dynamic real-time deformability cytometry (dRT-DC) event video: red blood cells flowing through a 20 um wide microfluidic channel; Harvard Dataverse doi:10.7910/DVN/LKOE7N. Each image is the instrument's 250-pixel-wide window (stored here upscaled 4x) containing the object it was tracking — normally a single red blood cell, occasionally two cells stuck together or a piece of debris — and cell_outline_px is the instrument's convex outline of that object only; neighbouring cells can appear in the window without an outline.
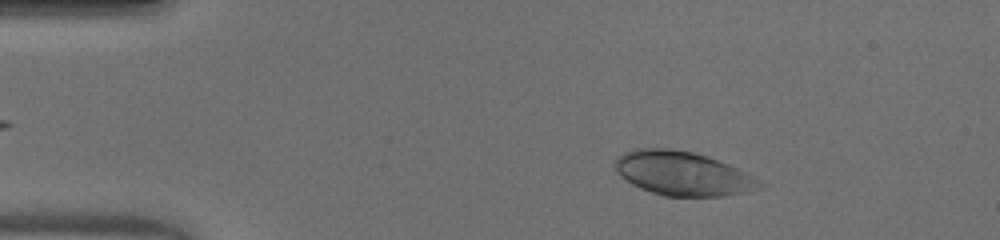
{"species": "human", "species_latin": "Homo sapiens", "temperature_condition": "warm", "stored_images_in_passage": 48, "camera_frame_rate_fps": 3000, "um_per_image_px": 0.085, "donor": {"sex": "male"}, "frame": {"image": 1, "passage_image": 7, "time_ms": 2.0, "image_size_px": [1000, 240], "cell_outline_px": [[768, 184], [748, 192], [724, 196], [664, 196], [640, 188], [632, 184], [620, 176], [616, 172], [612, 164], [624, 152], [636, 148], [672, 148], [692, 152], [708, 156], [740, 168], [748, 172]], "centroid_in_image_um": [58.07, 14.74], "position_along_channel_um": 26.9, "area_um2": 37.63}}
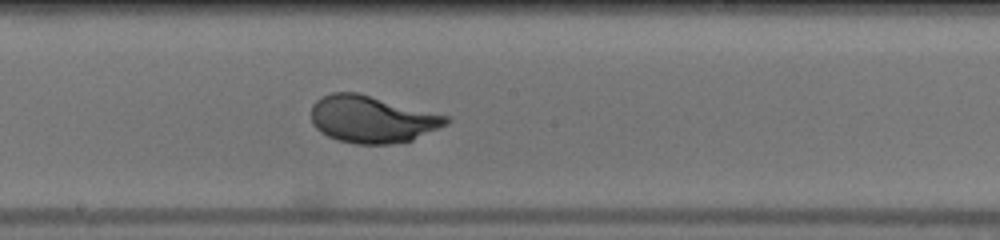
{"frame": {"image": 2, "passage_image": 26, "time_ms": 8.333, "image_size_px": [1000, 240], "cell_outline_px": [[452, 120], [448, 124], [412, 140], [388, 144], [356, 144], [336, 140], [320, 132], [312, 124], [312, 104], [320, 96], [332, 92], [356, 92], [452, 116]], "centroid_in_image_um": [31.64, 10.13], "position_along_channel_um": 216.6, "area_um2": 37.4}}
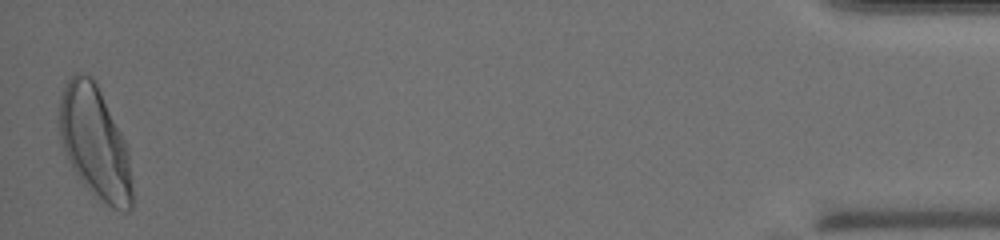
{"frame": {"image": 3, "passage_image": 48, "time_ms": 15.667, "image_size_px": [1000, 240], "cell_outline_px": [[132, 208], [128, 212], [124, 212], [112, 208], [88, 188], [80, 180], [68, 160], [60, 140], [56, 120], [60, 96], [64, 80], [72, 72], [84, 72], [92, 76], [96, 80], [128, 148], [132, 188]], "centroid_in_image_um": [8.01, 12.01], "position_along_channel_um": 427.2, "area_um2": 48.49}, "authors_computed_cell_mechanics": {"area_um2": 37.2521, "velocity_mm_per_s": 4.0916, "shape_relaxation_time_tau1_ms": 2.6199, "shape_relaxation_time_tau2_ms": null, "deformation_change_tau1": 0.1961, "deformation_change_tau2": null}}